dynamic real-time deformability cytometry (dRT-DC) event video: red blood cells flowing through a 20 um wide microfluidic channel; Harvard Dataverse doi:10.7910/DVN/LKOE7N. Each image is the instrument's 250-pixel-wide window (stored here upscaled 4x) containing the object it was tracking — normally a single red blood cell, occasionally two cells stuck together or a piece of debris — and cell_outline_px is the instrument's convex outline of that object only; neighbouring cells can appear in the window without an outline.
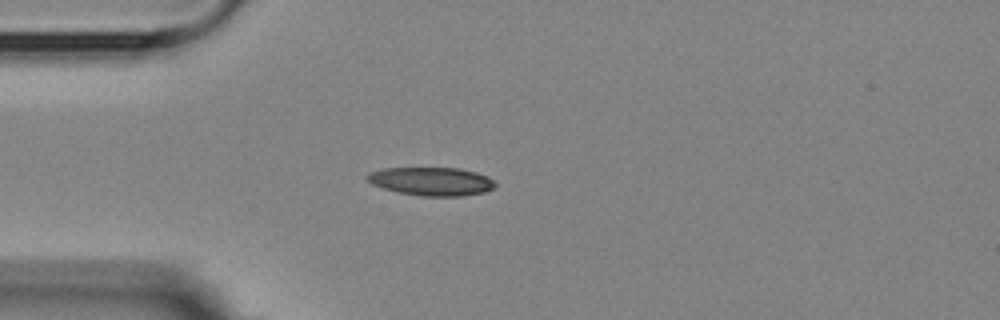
{"species": "Egyptian fruit bat (a non-hibernating species)", "species_latin": "Rousettus aegyptiacus", "temperature_condition": "room temperature", "stored_images_in_passage": 1, "camera_frame_rate_fps": 3000, "um_per_image_px": 0.085, "animal": {"sex": "female"}, "frame": {"image": 1, "passage_image": 1, "time_ms": 0.0, "image_size_px": [1000, 320], "cell_outline_px": [[496, 184], [492, 188], [484, 192], [460, 196], [420, 196], [396, 192], [372, 184], [364, 176], [368, 172], [384, 168], [460, 168], [476, 172], [488, 176]], "centroid_in_image_um": [36.64, 15.41], "position_along_channel_um": 48.4, "area_um2": 21.21}}